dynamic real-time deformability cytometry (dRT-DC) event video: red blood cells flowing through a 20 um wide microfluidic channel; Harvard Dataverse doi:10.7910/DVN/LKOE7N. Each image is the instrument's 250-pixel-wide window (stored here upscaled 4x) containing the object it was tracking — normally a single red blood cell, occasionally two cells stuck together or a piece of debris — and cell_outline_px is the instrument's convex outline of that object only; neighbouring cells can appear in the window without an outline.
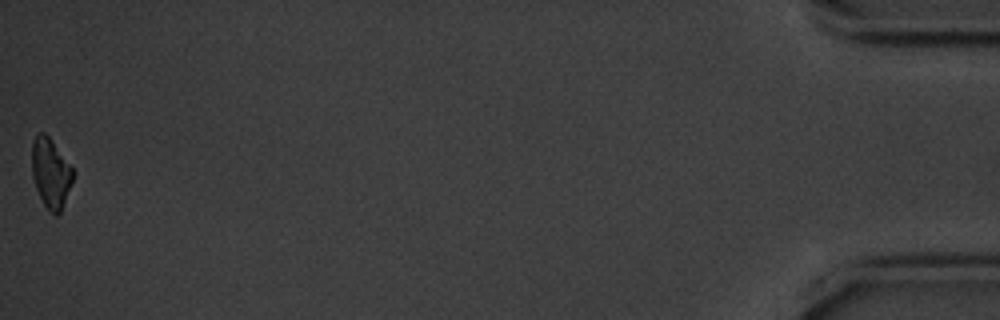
{"species": "common noctule bat (a hibernating species)", "species_latin": "Nyctalus noctula", "temperature_condition": "cold", "stored_images_in_passage": 41, "camera_frame_rate_fps": 3000, "um_per_image_px": 0.085, "animal": {"sex": "male", "body_mass_g": 20.1, "forearm_length_mm": 53.5}, "frame": {"image": 1, "passage_image": 41, "time_ms": 13.333, "image_size_px": [1000, 320], "cell_outline_px": [[72, 180], [60, 212], [56, 216], [48, 212], [36, 188], [32, 176], [32, 140], [40, 132], [44, 132], [48, 136], [72, 168]], "centroid_in_image_um": [4.27, 14.72], "position_along_channel_um": 430.9, "area_um2": 16.24}, "authors_computed_cell_mechanics": {"area_um2": 18.6694, "velocity_mm_per_s": 3.5624, "shape_relaxation_time_tau1_ms": 2.8724, "shape_relaxation_time_tau2_ms": null, "deformation_change_tau1": 0.117, "deformation_change_tau2": null}}